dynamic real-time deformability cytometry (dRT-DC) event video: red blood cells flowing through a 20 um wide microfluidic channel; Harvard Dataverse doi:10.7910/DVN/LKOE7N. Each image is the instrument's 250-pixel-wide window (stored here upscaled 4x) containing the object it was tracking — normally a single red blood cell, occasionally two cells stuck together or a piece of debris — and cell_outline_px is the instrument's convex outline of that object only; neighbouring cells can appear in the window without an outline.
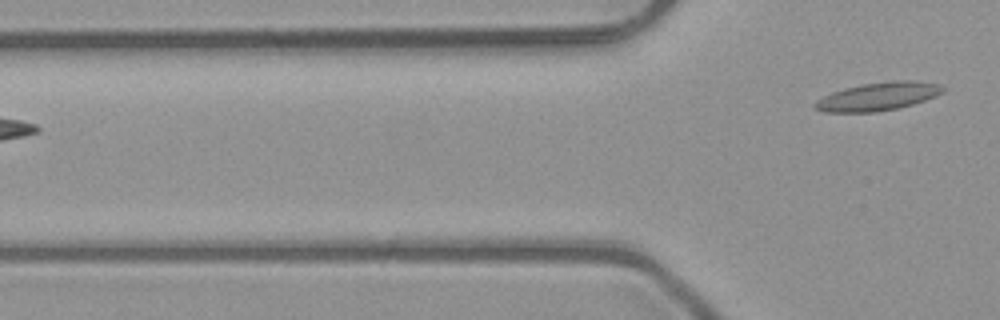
{"species": "common noctule bat (a hibernating species)", "species_latin": "Nyctalus noctula", "temperature_condition": "room temperature", "stored_images_in_passage": 3, "camera_frame_rate_fps": 3000, "um_per_image_px": 0.085, "animal": {"sex": "male", "body_mass_g": 23.1, "forearm_length_mm": 52.7}, "frame": {"image": 1, "passage_image": 3, "time_ms": 0.667, "image_size_px": [1000, 320], "cell_outline_px": [[944, 92], [936, 96], [912, 104], [896, 108], [876, 112], [824, 112], [812, 108], [812, 104], [816, 100], [832, 92], [844, 88], [860, 84], [892, 80], [916, 80], [936, 84], [944, 88]], "centroid_in_image_um": [74.58, 8.19], "position_along_channel_um": 51.2, "area_um2": 21.1}}